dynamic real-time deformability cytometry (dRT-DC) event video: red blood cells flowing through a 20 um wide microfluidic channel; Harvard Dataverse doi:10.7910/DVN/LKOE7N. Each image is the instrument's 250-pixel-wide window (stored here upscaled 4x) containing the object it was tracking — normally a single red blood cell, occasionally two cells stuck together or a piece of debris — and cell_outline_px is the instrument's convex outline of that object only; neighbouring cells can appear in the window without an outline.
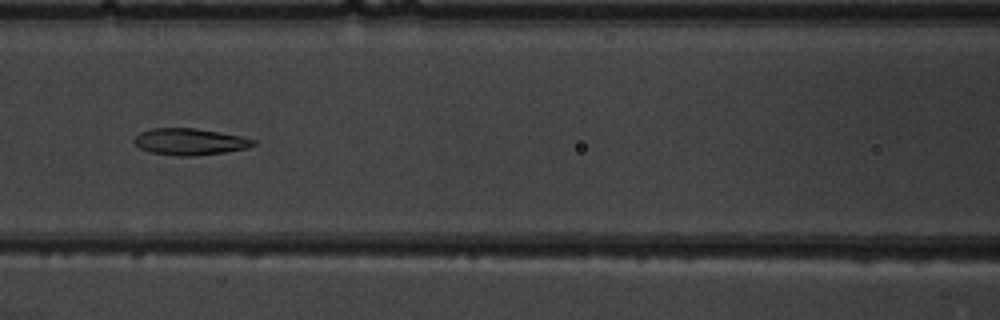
{"species": "common noctule bat (a hibernating species)", "species_latin": "Nyctalus noctula", "temperature_condition": "warm", "stored_images_in_passage": 10, "camera_frame_rate_fps": 3000, "um_per_image_px": 0.085, "animal": {"sex": "male", "body_mass_g": 19.5, "forearm_length_mm": 54.6}, "frame": {"image": 1, "passage_image": 7, "time_ms": 7.333, "image_size_px": [1000, 320], "cell_outline_px": [[256, 144], [248, 148], [224, 152], [196, 156], [176, 156], [152, 152], [140, 148], [132, 140], [140, 132], [152, 128], [196, 128], [240, 136], [256, 140]], "centroid_in_image_um": [16.14, 12.04], "position_along_channel_um": 150.5, "area_um2": 18.44}}
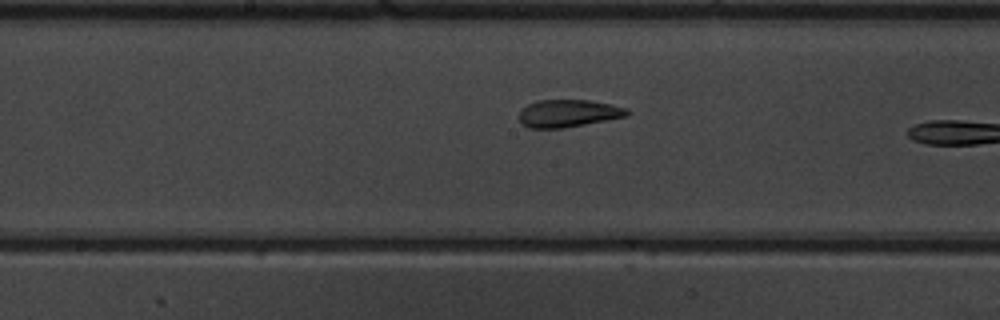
{"frame": {"image": 2, "passage_image": 9, "time_ms": 10.667, "image_size_px": [1000, 320], "cell_outline_px": [[632, 112], [628, 116], [584, 124], [560, 128], [528, 128], [520, 120], [520, 108], [528, 104], [540, 100], [588, 100], [612, 104], [628, 108]], "centroid_in_image_um": [48.34, 9.62], "position_along_channel_um": 199.9, "area_um2": 17.28}}